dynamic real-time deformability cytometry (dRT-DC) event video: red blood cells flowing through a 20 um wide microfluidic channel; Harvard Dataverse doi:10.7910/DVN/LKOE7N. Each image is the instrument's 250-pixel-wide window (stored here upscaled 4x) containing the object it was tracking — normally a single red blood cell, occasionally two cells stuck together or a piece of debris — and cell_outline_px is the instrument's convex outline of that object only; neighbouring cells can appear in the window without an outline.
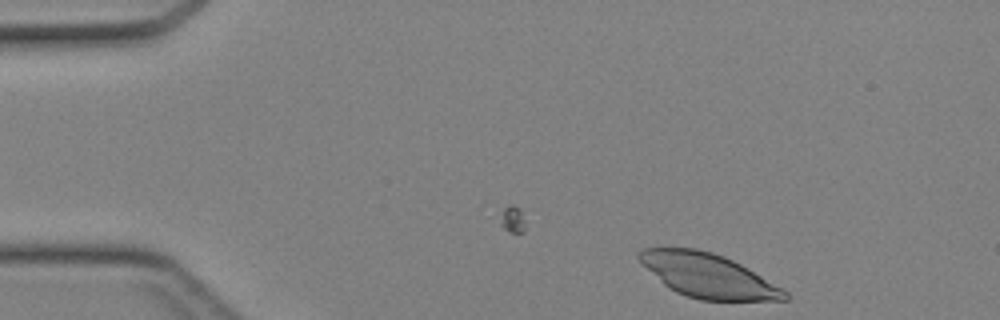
{"species": "Egyptian fruit bat (a non-hibernating species)", "species_latin": "Rousettus aegyptiacus", "temperature_condition": "cold", "stored_images_in_passage": 4, "camera_frame_rate_fps": 3000, "um_per_image_px": 0.085, "animal": {"sex": "female"}, "frame": {"image": 1, "passage_image": 4, "time_ms": 1.0, "image_size_px": [1000, 320], "cell_outline_px": [[792, 296], [788, 300], [700, 300], [676, 292], [668, 288], [636, 256], [636, 252], [644, 248], [696, 248], [712, 252], [724, 256], [740, 264], [784, 288]], "centroid_in_image_um": [60.23, 23.43], "position_along_channel_um": 24.8, "area_um2": 37.11}}